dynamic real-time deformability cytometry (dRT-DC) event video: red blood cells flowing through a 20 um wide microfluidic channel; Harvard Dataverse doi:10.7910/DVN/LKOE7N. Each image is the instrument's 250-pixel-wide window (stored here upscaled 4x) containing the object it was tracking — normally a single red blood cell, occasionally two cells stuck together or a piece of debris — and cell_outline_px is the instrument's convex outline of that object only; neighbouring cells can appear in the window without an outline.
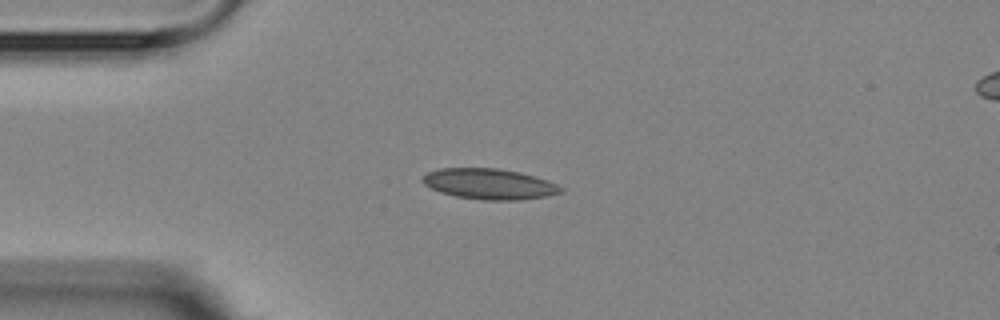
{"species": "Egyptian fruit bat (a non-hibernating species)", "species_latin": "Rousettus aegyptiacus", "temperature_condition": "room temperature", "stored_images_in_passage": 6, "camera_frame_rate_fps": 3000, "um_per_image_px": 0.085, "animal": {"sex": "female"}, "frame": {"image": 1, "passage_image": 3, "time_ms": 2.333, "image_size_px": [1000, 320], "cell_outline_px": [[564, 192], [548, 196], [520, 200], [484, 200], [456, 196], [440, 192], [424, 184], [420, 180], [428, 172], [440, 168], [496, 168], [520, 172], [536, 176], [548, 180], [564, 188]], "centroid_in_image_um": [41.63, 15.64], "position_along_channel_um": 43.4, "area_um2": 24.8}}
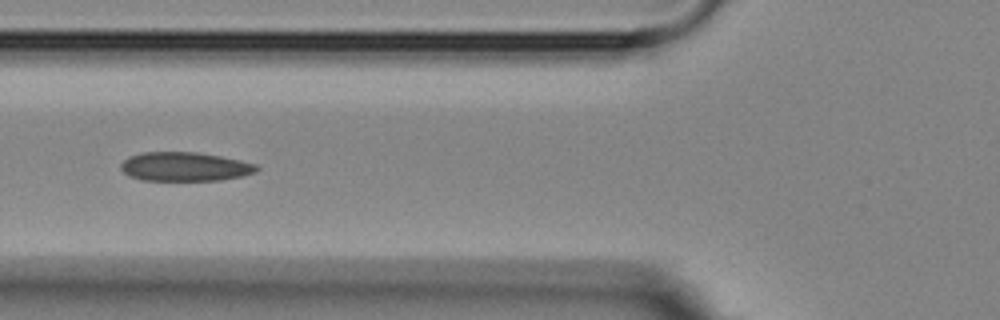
{"frame": {"image": 2, "passage_image": 5, "time_ms": 4.667, "image_size_px": [1000, 320], "cell_outline_px": [[260, 168], [256, 172], [240, 176], [220, 180], [140, 180], [128, 176], [120, 168], [120, 164], [128, 156], [144, 152], [196, 152], [220, 156], [240, 160], [256, 164]], "centroid_in_image_um": [15.68, 14.16], "position_along_channel_um": 110.1, "area_um2": 22.95}}
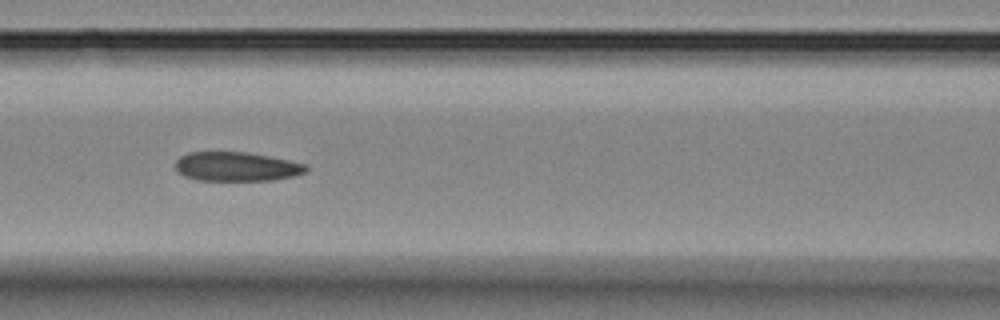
{"frame": {"image": 3, "passage_image": 6, "time_ms": 5.667, "image_size_px": [1000, 320], "cell_outline_px": [[308, 172], [296, 176], [272, 180], [196, 180], [184, 176], [176, 168], [176, 160], [180, 156], [188, 152], [248, 152], [288, 160], [304, 164], [308, 168]], "centroid_in_image_um": [20.12, 14.16], "position_along_channel_um": 146.5, "area_um2": 22.2}}